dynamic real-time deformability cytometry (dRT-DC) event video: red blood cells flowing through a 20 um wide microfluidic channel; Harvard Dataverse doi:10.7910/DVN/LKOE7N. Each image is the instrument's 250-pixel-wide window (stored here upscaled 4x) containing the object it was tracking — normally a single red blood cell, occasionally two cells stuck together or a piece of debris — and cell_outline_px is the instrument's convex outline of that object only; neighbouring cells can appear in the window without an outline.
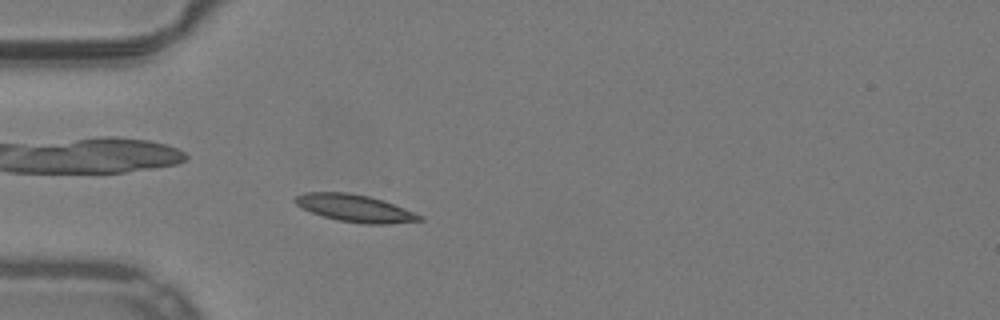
{"species": "common noctule bat (a hibernating species)", "species_latin": "Nyctalus noctula", "temperature_condition": "warm", "stored_images_in_passage": 48, "camera_frame_rate_fps": 3000, "um_per_image_px": 0.085, "animal": {"sex": "male", "body_mass_g": 19.2, "forearm_length_mm": 51.8}, "frame": {"image": 1, "passage_image": 11, "time_ms": 3.333, "image_size_px": [1000, 320], "cell_outline_px": [[424, 220], [388, 224], [364, 224], [336, 220], [312, 212], [296, 204], [292, 200], [296, 196], [304, 192], [348, 192], [368, 196], [384, 200], [424, 216]], "centroid_in_image_um": [30.19, 17.7], "position_along_channel_um": 54.8, "area_um2": 19.83}}
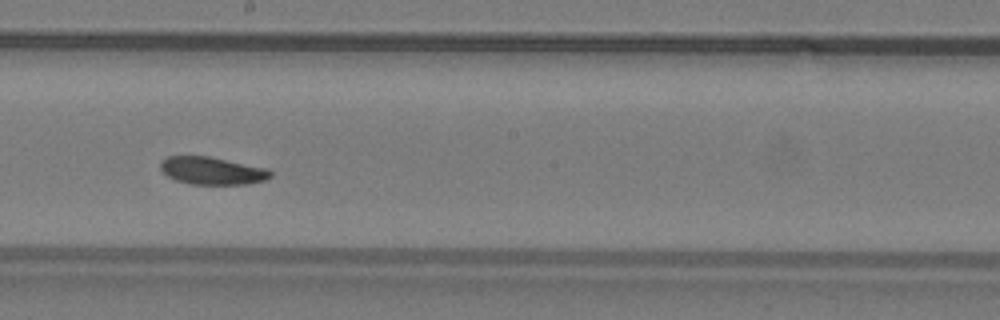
{"frame": {"image": 2, "passage_image": 25, "time_ms": 8.0, "image_size_px": [1000, 320], "cell_outline_px": [[272, 176], [264, 180], [248, 184], [188, 184], [176, 180], [168, 176], [160, 168], [160, 160], [168, 156], [208, 156], [268, 168], [272, 172]], "centroid_in_image_um": [18.03, 14.51], "position_along_channel_um": 230.2, "area_um2": 17.74}}
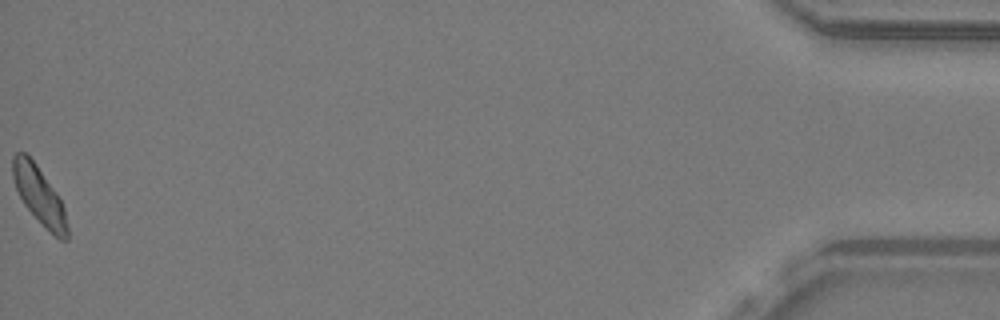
{"frame": {"image": 3, "passage_image": 48, "time_ms": 15.667, "image_size_px": [1000, 320], "cell_outline_px": [[68, 240], [60, 240], [24, 204], [16, 188], [12, 176], [12, 156], [16, 152], [24, 152], [36, 164], [56, 192], [64, 208], [68, 228]], "centroid_in_image_um": [3.33, 16.57], "position_along_channel_um": 431.9, "area_um2": 17.69}, "authors_computed_cell_mechanics": {"area_um2": 18.2648, "velocity_mm_per_s": 3.947, "shape_relaxation_time_tau1_ms": 3.0634, "shape_relaxation_time_tau2_ms": 6.8056, "deformation_change_tau1": 0.0996, "deformation_change_tau2": 0.1262}}